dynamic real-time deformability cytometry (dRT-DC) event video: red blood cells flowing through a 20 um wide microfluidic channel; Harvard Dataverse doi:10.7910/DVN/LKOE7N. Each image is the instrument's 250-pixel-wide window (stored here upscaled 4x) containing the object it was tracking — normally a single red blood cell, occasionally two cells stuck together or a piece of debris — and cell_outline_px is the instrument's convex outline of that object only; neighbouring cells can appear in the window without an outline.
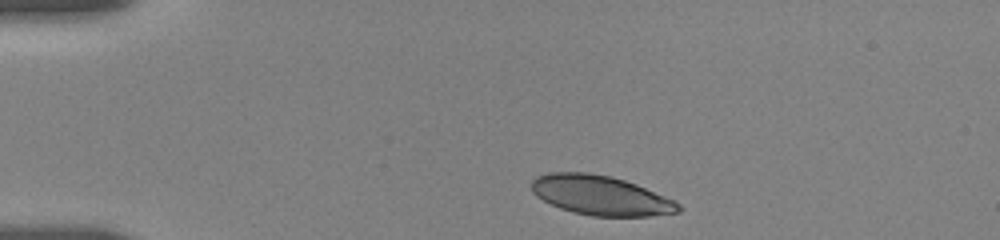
{"species": "human", "species_latin": "Homo sapiens", "temperature_condition": "room temperature", "stored_images_in_passage": 7, "camera_frame_rate_fps": 3000, "um_per_image_px": 0.085, "donor": {"sex": "female"}, "frame": {"image": 1, "passage_image": 1, "time_ms": 0.0, "image_size_px": [1000, 240], "cell_outline_px": [[684, 208], [680, 212], [648, 216], [592, 216], [572, 212], [560, 208], [536, 196], [532, 192], [532, 180], [536, 176], [548, 172], [588, 172], [612, 176], [636, 184], [676, 200]], "centroid_in_image_um": [51.08, 16.6], "position_along_channel_um": 33.9, "area_um2": 34.1}}
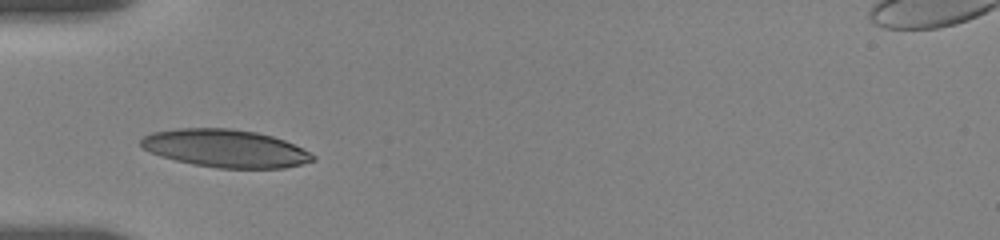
{"frame": {"image": 2, "passage_image": 4, "time_ms": 2.333, "image_size_px": [1000, 240], "cell_outline_px": [[316, 160], [284, 168], [220, 168], [192, 164], [160, 156], [144, 148], [140, 144], [140, 140], [144, 136], [152, 132], [176, 128], [232, 128], [256, 132], [272, 136], [284, 140], [316, 156]], "centroid_in_image_um": [19.14, 12.61], "position_along_channel_um": 65.9, "area_um2": 37.69}}
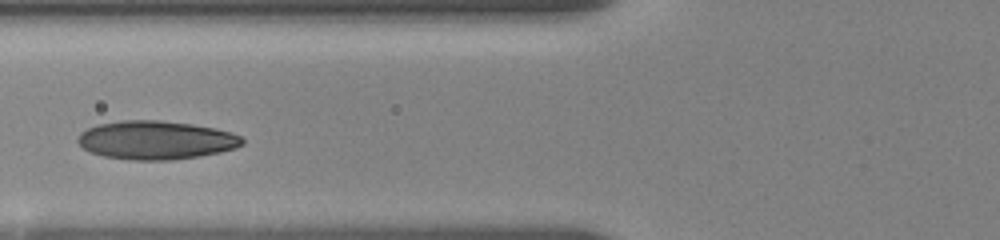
{"frame": {"image": 3, "passage_image": 6, "time_ms": 3.667, "image_size_px": [1000, 240], "cell_outline_px": [[244, 144], [236, 148], [220, 152], [200, 156], [172, 160], [128, 160], [104, 156], [88, 152], [76, 140], [80, 132], [96, 124], [124, 120], [160, 120], [192, 124], [216, 128], [232, 132], [240, 136], [244, 140]], "centroid_in_image_um": [13.25, 11.91], "position_along_channel_um": 112.5, "area_um2": 37.28}}